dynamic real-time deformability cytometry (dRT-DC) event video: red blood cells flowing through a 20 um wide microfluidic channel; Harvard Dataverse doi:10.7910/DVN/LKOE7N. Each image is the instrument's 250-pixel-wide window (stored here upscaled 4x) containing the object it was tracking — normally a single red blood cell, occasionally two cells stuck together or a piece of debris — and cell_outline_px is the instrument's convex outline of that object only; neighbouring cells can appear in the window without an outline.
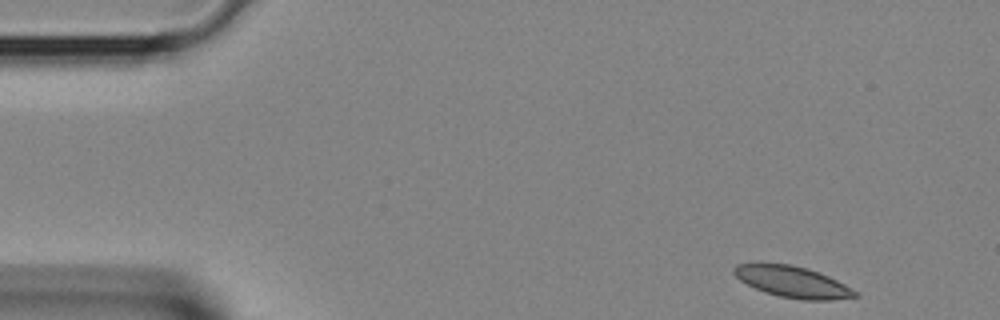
{"species": "Egyptian fruit bat (a non-hibernating species)", "species_latin": "Rousettus aegyptiacus", "temperature_condition": "room temperature", "stored_images_in_passage": 36, "camera_frame_rate_fps": 3000, "um_per_image_px": 0.085, "animal": {"sex": "female"}, "frame": {"image": 1, "passage_image": 1, "time_ms": 0.0, "image_size_px": [1000, 320], "cell_outline_px": [[860, 296], [832, 300], [800, 300], [780, 296], [764, 292], [740, 280], [732, 272], [732, 268], [736, 264], [788, 264], [808, 268], [820, 272], [844, 284], [856, 292]], "centroid_in_image_um": [67.37, 23.96], "position_along_channel_um": 17.6, "area_um2": 21.85}}
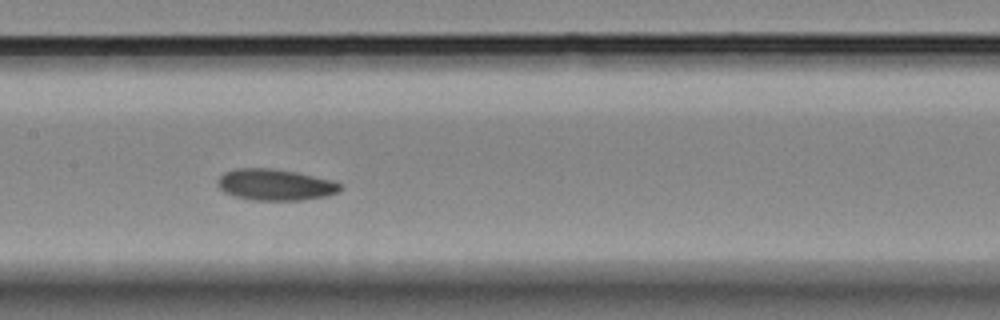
{"frame": {"image": 2, "passage_image": 16, "time_ms": 5.0, "image_size_px": [1000, 320], "cell_outline_px": [[340, 188], [336, 192], [328, 196], [300, 200], [252, 200], [236, 196], [224, 192], [216, 184], [216, 180], [224, 172], [236, 168], [272, 168], [296, 172], [332, 180], [340, 184]], "centroid_in_image_um": [23.35, 15.69], "position_along_channel_um": 184.1, "area_um2": 22.31}}
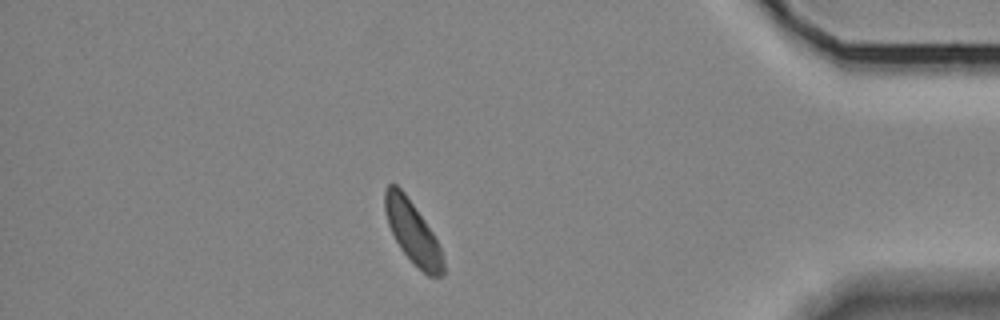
{"frame": {"image": 3, "passage_image": 31, "time_ms": 10.0, "image_size_px": [1000, 320], "cell_outline_px": [[444, 276], [428, 276], [400, 248], [388, 224], [384, 208], [384, 188], [388, 184], [396, 184], [404, 192], [424, 220], [432, 232], [440, 248], [444, 264]], "centroid_in_image_um": [35.05, 19.71], "position_along_channel_um": 400.1, "area_um2": 20.63}}